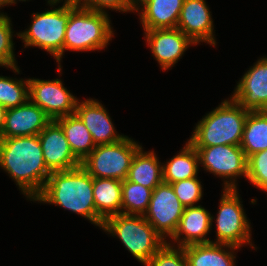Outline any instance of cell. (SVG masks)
Wrapping results in <instances>:
<instances>
[{"label": "cell", "mask_w": 267, "mask_h": 266, "mask_svg": "<svg viewBox=\"0 0 267 266\" xmlns=\"http://www.w3.org/2000/svg\"><path fill=\"white\" fill-rule=\"evenodd\" d=\"M0 167L30 201L42 192L51 174L38 135L0 138Z\"/></svg>", "instance_id": "obj_1"}, {"label": "cell", "mask_w": 267, "mask_h": 266, "mask_svg": "<svg viewBox=\"0 0 267 266\" xmlns=\"http://www.w3.org/2000/svg\"><path fill=\"white\" fill-rule=\"evenodd\" d=\"M109 14L97 12L69 1L63 55L70 51H98L107 48L114 36Z\"/></svg>", "instance_id": "obj_4"}, {"label": "cell", "mask_w": 267, "mask_h": 266, "mask_svg": "<svg viewBox=\"0 0 267 266\" xmlns=\"http://www.w3.org/2000/svg\"><path fill=\"white\" fill-rule=\"evenodd\" d=\"M215 218L201 205L185 207L174 235L167 243L177 247L191 244L212 243L207 234L212 230ZM182 236V238H181Z\"/></svg>", "instance_id": "obj_18"}, {"label": "cell", "mask_w": 267, "mask_h": 266, "mask_svg": "<svg viewBox=\"0 0 267 266\" xmlns=\"http://www.w3.org/2000/svg\"><path fill=\"white\" fill-rule=\"evenodd\" d=\"M241 107L248 111H267V57L251 66L237 82L233 95Z\"/></svg>", "instance_id": "obj_13"}, {"label": "cell", "mask_w": 267, "mask_h": 266, "mask_svg": "<svg viewBox=\"0 0 267 266\" xmlns=\"http://www.w3.org/2000/svg\"><path fill=\"white\" fill-rule=\"evenodd\" d=\"M183 3L184 0H147L136 10L143 30L177 28Z\"/></svg>", "instance_id": "obj_19"}, {"label": "cell", "mask_w": 267, "mask_h": 266, "mask_svg": "<svg viewBox=\"0 0 267 266\" xmlns=\"http://www.w3.org/2000/svg\"><path fill=\"white\" fill-rule=\"evenodd\" d=\"M11 22L10 17L0 11V66L10 68L14 73L20 74L13 43V35L18 36V33L14 34Z\"/></svg>", "instance_id": "obj_28"}, {"label": "cell", "mask_w": 267, "mask_h": 266, "mask_svg": "<svg viewBox=\"0 0 267 266\" xmlns=\"http://www.w3.org/2000/svg\"><path fill=\"white\" fill-rule=\"evenodd\" d=\"M6 108L0 105V134L3 130L4 124H5V114H6Z\"/></svg>", "instance_id": "obj_34"}, {"label": "cell", "mask_w": 267, "mask_h": 266, "mask_svg": "<svg viewBox=\"0 0 267 266\" xmlns=\"http://www.w3.org/2000/svg\"><path fill=\"white\" fill-rule=\"evenodd\" d=\"M194 148L204 170L223 178V189H238L236 179L242 176L247 179V157L240 145Z\"/></svg>", "instance_id": "obj_9"}, {"label": "cell", "mask_w": 267, "mask_h": 266, "mask_svg": "<svg viewBox=\"0 0 267 266\" xmlns=\"http://www.w3.org/2000/svg\"><path fill=\"white\" fill-rule=\"evenodd\" d=\"M93 196L96 208V226L102 229L107 218L121 213L122 181L93 178Z\"/></svg>", "instance_id": "obj_20"}, {"label": "cell", "mask_w": 267, "mask_h": 266, "mask_svg": "<svg viewBox=\"0 0 267 266\" xmlns=\"http://www.w3.org/2000/svg\"><path fill=\"white\" fill-rule=\"evenodd\" d=\"M61 126L74 156L82 162L96 147L90 131L76 115H67L55 119Z\"/></svg>", "instance_id": "obj_24"}, {"label": "cell", "mask_w": 267, "mask_h": 266, "mask_svg": "<svg viewBox=\"0 0 267 266\" xmlns=\"http://www.w3.org/2000/svg\"><path fill=\"white\" fill-rule=\"evenodd\" d=\"M183 250L188 266H236L234 251L239 248L228 244L201 243L184 246Z\"/></svg>", "instance_id": "obj_21"}, {"label": "cell", "mask_w": 267, "mask_h": 266, "mask_svg": "<svg viewBox=\"0 0 267 266\" xmlns=\"http://www.w3.org/2000/svg\"><path fill=\"white\" fill-rule=\"evenodd\" d=\"M34 201L61 206L96 226L93 177L81 165L71 170L51 172L44 189Z\"/></svg>", "instance_id": "obj_2"}, {"label": "cell", "mask_w": 267, "mask_h": 266, "mask_svg": "<svg viewBox=\"0 0 267 266\" xmlns=\"http://www.w3.org/2000/svg\"><path fill=\"white\" fill-rule=\"evenodd\" d=\"M29 100L38 105L52 120L75 114L78 99L64 87L61 79L28 78Z\"/></svg>", "instance_id": "obj_11"}, {"label": "cell", "mask_w": 267, "mask_h": 266, "mask_svg": "<svg viewBox=\"0 0 267 266\" xmlns=\"http://www.w3.org/2000/svg\"><path fill=\"white\" fill-rule=\"evenodd\" d=\"M147 0H127L130 9L134 12L138 10V8L143 5Z\"/></svg>", "instance_id": "obj_33"}, {"label": "cell", "mask_w": 267, "mask_h": 266, "mask_svg": "<svg viewBox=\"0 0 267 266\" xmlns=\"http://www.w3.org/2000/svg\"><path fill=\"white\" fill-rule=\"evenodd\" d=\"M171 186L184 207L196 206L203 197V188L198 177L171 183Z\"/></svg>", "instance_id": "obj_30"}, {"label": "cell", "mask_w": 267, "mask_h": 266, "mask_svg": "<svg viewBox=\"0 0 267 266\" xmlns=\"http://www.w3.org/2000/svg\"><path fill=\"white\" fill-rule=\"evenodd\" d=\"M177 29L195 44L205 42L216 46L212 14L205 0H184Z\"/></svg>", "instance_id": "obj_15"}, {"label": "cell", "mask_w": 267, "mask_h": 266, "mask_svg": "<svg viewBox=\"0 0 267 266\" xmlns=\"http://www.w3.org/2000/svg\"><path fill=\"white\" fill-rule=\"evenodd\" d=\"M45 165L50 172L77 168L81 162L72 153L61 126L52 120L38 134Z\"/></svg>", "instance_id": "obj_14"}, {"label": "cell", "mask_w": 267, "mask_h": 266, "mask_svg": "<svg viewBox=\"0 0 267 266\" xmlns=\"http://www.w3.org/2000/svg\"><path fill=\"white\" fill-rule=\"evenodd\" d=\"M240 146L247 158L267 149V111H249Z\"/></svg>", "instance_id": "obj_25"}, {"label": "cell", "mask_w": 267, "mask_h": 266, "mask_svg": "<svg viewBox=\"0 0 267 266\" xmlns=\"http://www.w3.org/2000/svg\"><path fill=\"white\" fill-rule=\"evenodd\" d=\"M247 180L256 188L267 192V149L247 158Z\"/></svg>", "instance_id": "obj_29"}, {"label": "cell", "mask_w": 267, "mask_h": 266, "mask_svg": "<svg viewBox=\"0 0 267 266\" xmlns=\"http://www.w3.org/2000/svg\"><path fill=\"white\" fill-rule=\"evenodd\" d=\"M107 109L96 99L77 101L75 114L90 131L95 145L113 144L126 135L117 134Z\"/></svg>", "instance_id": "obj_16"}, {"label": "cell", "mask_w": 267, "mask_h": 266, "mask_svg": "<svg viewBox=\"0 0 267 266\" xmlns=\"http://www.w3.org/2000/svg\"><path fill=\"white\" fill-rule=\"evenodd\" d=\"M184 208L171 184L162 182L152 191L148 209L143 216L168 241L167 238L176 232Z\"/></svg>", "instance_id": "obj_10"}, {"label": "cell", "mask_w": 267, "mask_h": 266, "mask_svg": "<svg viewBox=\"0 0 267 266\" xmlns=\"http://www.w3.org/2000/svg\"><path fill=\"white\" fill-rule=\"evenodd\" d=\"M29 99L28 79L0 76V105L6 109L21 106Z\"/></svg>", "instance_id": "obj_27"}, {"label": "cell", "mask_w": 267, "mask_h": 266, "mask_svg": "<svg viewBox=\"0 0 267 266\" xmlns=\"http://www.w3.org/2000/svg\"><path fill=\"white\" fill-rule=\"evenodd\" d=\"M59 3L60 1H47L53 9L33 13L28 29L19 32L18 37L23 40L24 48L34 46L51 54L58 62V72L61 75L63 44L69 19V1H64L62 6L55 8Z\"/></svg>", "instance_id": "obj_5"}, {"label": "cell", "mask_w": 267, "mask_h": 266, "mask_svg": "<svg viewBox=\"0 0 267 266\" xmlns=\"http://www.w3.org/2000/svg\"><path fill=\"white\" fill-rule=\"evenodd\" d=\"M152 191L141 184L123 180L121 213L144 215L148 209Z\"/></svg>", "instance_id": "obj_26"}, {"label": "cell", "mask_w": 267, "mask_h": 266, "mask_svg": "<svg viewBox=\"0 0 267 266\" xmlns=\"http://www.w3.org/2000/svg\"><path fill=\"white\" fill-rule=\"evenodd\" d=\"M144 39L161 70L174 67L189 46L197 45L177 28L144 30Z\"/></svg>", "instance_id": "obj_12"}, {"label": "cell", "mask_w": 267, "mask_h": 266, "mask_svg": "<svg viewBox=\"0 0 267 266\" xmlns=\"http://www.w3.org/2000/svg\"><path fill=\"white\" fill-rule=\"evenodd\" d=\"M162 164L154 151H143L141 147L133 158L127 180L154 190L163 182Z\"/></svg>", "instance_id": "obj_22"}, {"label": "cell", "mask_w": 267, "mask_h": 266, "mask_svg": "<svg viewBox=\"0 0 267 266\" xmlns=\"http://www.w3.org/2000/svg\"><path fill=\"white\" fill-rule=\"evenodd\" d=\"M142 146L125 136L113 144L97 145L81 162L93 178L125 180L136 152Z\"/></svg>", "instance_id": "obj_7"}, {"label": "cell", "mask_w": 267, "mask_h": 266, "mask_svg": "<svg viewBox=\"0 0 267 266\" xmlns=\"http://www.w3.org/2000/svg\"><path fill=\"white\" fill-rule=\"evenodd\" d=\"M76 4L92 9L97 12L107 13L108 10H116L120 13L133 12L128 5L127 0H76Z\"/></svg>", "instance_id": "obj_32"}, {"label": "cell", "mask_w": 267, "mask_h": 266, "mask_svg": "<svg viewBox=\"0 0 267 266\" xmlns=\"http://www.w3.org/2000/svg\"><path fill=\"white\" fill-rule=\"evenodd\" d=\"M0 9H2V7H3V0H0Z\"/></svg>", "instance_id": "obj_37"}, {"label": "cell", "mask_w": 267, "mask_h": 266, "mask_svg": "<svg viewBox=\"0 0 267 266\" xmlns=\"http://www.w3.org/2000/svg\"><path fill=\"white\" fill-rule=\"evenodd\" d=\"M216 217V240L212 243L233 245L241 249L250 245L257 249L251 240V223L244 212L238 189H223Z\"/></svg>", "instance_id": "obj_8"}, {"label": "cell", "mask_w": 267, "mask_h": 266, "mask_svg": "<svg viewBox=\"0 0 267 266\" xmlns=\"http://www.w3.org/2000/svg\"><path fill=\"white\" fill-rule=\"evenodd\" d=\"M102 230L120 239L128 252L143 265L167 242L143 215L120 213L111 216L104 221Z\"/></svg>", "instance_id": "obj_6"}, {"label": "cell", "mask_w": 267, "mask_h": 266, "mask_svg": "<svg viewBox=\"0 0 267 266\" xmlns=\"http://www.w3.org/2000/svg\"><path fill=\"white\" fill-rule=\"evenodd\" d=\"M199 165L198 152L187 141L178 154L162 164L163 182L171 184L197 177Z\"/></svg>", "instance_id": "obj_23"}, {"label": "cell", "mask_w": 267, "mask_h": 266, "mask_svg": "<svg viewBox=\"0 0 267 266\" xmlns=\"http://www.w3.org/2000/svg\"><path fill=\"white\" fill-rule=\"evenodd\" d=\"M145 266H188V262L183 247L166 242Z\"/></svg>", "instance_id": "obj_31"}, {"label": "cell", "mask_w": 267, "mask_h": 266, "mask_svg": "<svg viewBox=\"0 0 267 266\" xmlns=\"http://www.w3.org/2000/svg\"><path fill=\"white\" fill-rule=\"evenodd\" d=\"M17 1L18 0H3V7L4 6H6V5H12V4H16L17 3ZM20 2L22 1H24V2H26V1H28V0H19Z\"/></svg>", "instance_id": "obj_35"}, {"label": "cell", "mask_w": 267, "mask_h": 266, "mask_svg": "<svg viewBox=\"0 0 267 266\" xmlns=\"http://www.w3.org/2000/svg\"><path fill=\"white\" fill-rule=\"evenodd\" d=\"M52 119L29 99L15 108L7 109L0 138L38 135Z\"/></svg>", "instance_id": "obj_17"}, {"label": "cell", "mask_w": 267, "mask_h": 266, "mask_svg": "<svg viewBox=\"0 0 267 266\" xmlns=\"http://www.w3.org/2000/svg\"><path fill=\"white\" fill-rule=\"evenodd\" d=\"M248 113L230 96L198 121L187 141L193 147L240 145Z\"/></svg>", "instance_id": "obj_3"}, {"label": "cell", "mask_w": 267, "mask_h": 266, "mask_svg": "<svg viewBox=\"0 0 267 266\" xmlns=\"http://www.w3.org/2000/svg\"><path fill=\"white\" fill-rule=\"evenodd\" d=\"M47 1H60V2H63V0H47ZM64 1H73V2H75L76 0H64Z\"/></svg>", "instance_id": "obj_36"}]
</instances>
